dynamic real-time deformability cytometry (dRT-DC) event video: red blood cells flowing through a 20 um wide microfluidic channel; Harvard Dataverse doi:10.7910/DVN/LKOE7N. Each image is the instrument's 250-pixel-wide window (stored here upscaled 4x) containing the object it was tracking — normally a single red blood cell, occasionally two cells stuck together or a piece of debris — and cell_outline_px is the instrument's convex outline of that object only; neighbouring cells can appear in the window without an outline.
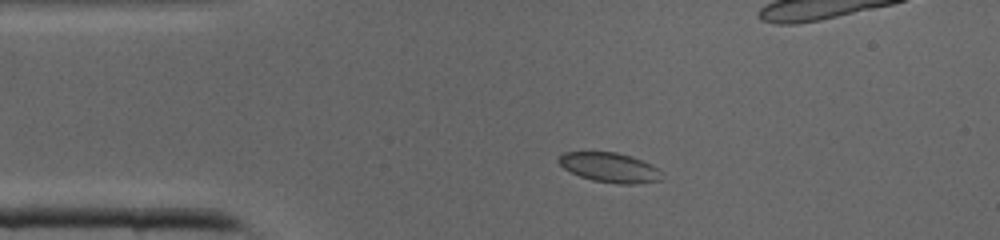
{"species": "common noctule bat (a hibernating species)", "species_latin": "Nyctalus noctula", "temperature_condition": "cold", "stored_images_in_passage": 40, "camera_frame_rate_fps": 3000, "um_per_image_px": 0.085, "animal": {"sex": "male", "body_mass_g": 19.0, "forearm_length_mm": 50.8}, "frame": {"image": 1, "passage_image": 6, "time_ms": 1.667, "image_size_px": [1000, 240], "cell_outline_px": [[664, 180], [636, 184], [620, 184], [592, 180], [580, 176], [564, 168], [556, 160], [564, 152], [616, 152], [632, 156], [652, 164], [660, 172]], "centroid_in_image_um": [51.85, 14.24], "position_along_channel_um": 33.1, "area_um2": 17.86}}
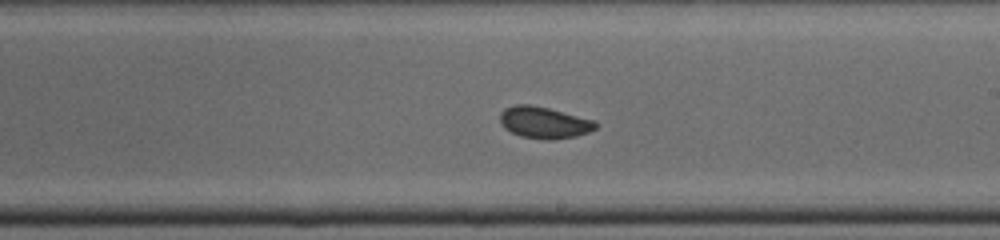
{"frame": {"image": 2, "passage_image": 21, "time_ms": 6.667, "image_size_px": [1000, 240], "cell_outline_px": [[600, 124], [596, 128], [588, 132], [576, 136], [548, 140], [544, 140], [520, 136], [504, 128], [500, 120], [500, 112], [504, 108], [516, 104], [528, 104], [548, 108], [596, 120]], "centroid_in_image_um": [46.27, 10.41], "position_along_channel_um": 242.7, "area_um2": 17.74}}
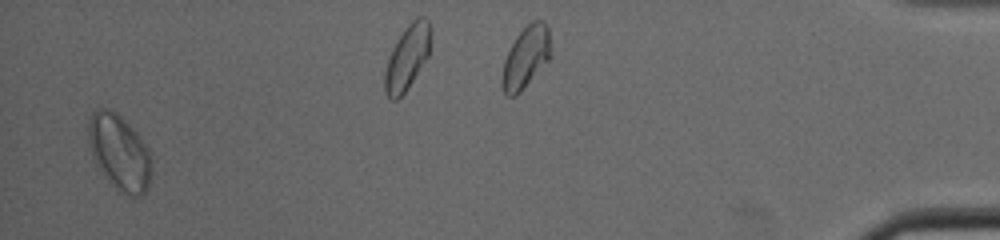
{"frame": {"image": 3, "passage_image": 38, "time_ms": 12.333, "image_size_px": [1000, 240], "cell_outline_px": [[152, 176], [148, 188], [140, 196], [132, 196], [124, 192], [104, 176], [100, 172], [88, 148], [88, 120], [92, 112], [100, 108], [108, 108], [116, 112], [136, 132], [144, 144], [152, 160]], "centroid_in_image_um": [10.13, 12.93], "position_along_channel_um": 425.1, "area_um2": 27.69}}